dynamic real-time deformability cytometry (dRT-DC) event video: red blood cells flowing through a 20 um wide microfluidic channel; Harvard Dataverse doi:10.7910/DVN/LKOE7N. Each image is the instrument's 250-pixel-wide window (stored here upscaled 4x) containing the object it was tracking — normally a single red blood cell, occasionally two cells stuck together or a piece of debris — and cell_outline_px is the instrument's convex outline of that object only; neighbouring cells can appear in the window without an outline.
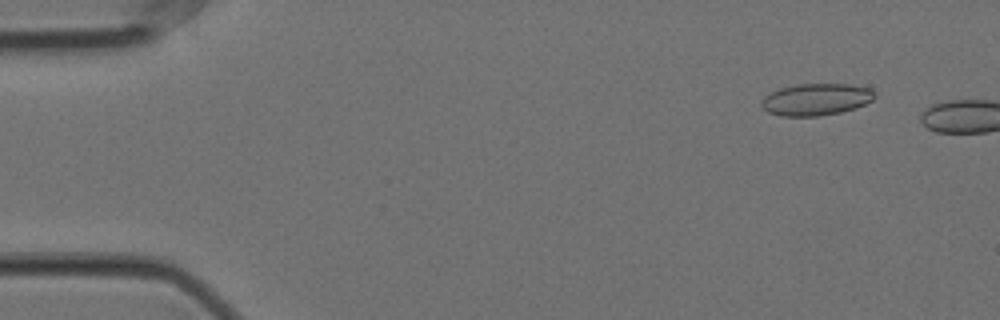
{"species": "Egyptian fruit bat (a non-hibernating species)", "species_latin": "Rousettus aegyptiacus", "temperature_condition": "cold", "stored_images_in_passage": 7, "camera_frame_rate_fps": 3000, "um_per_image_px": 0.085, "animal": {"sex": "female"}, "frame": {"image": 1, "passage_image": 5, "time_ms": 1.333, "image_size_px": [1000, 320], "cell_outline_px": [[876, 96], [872, 100], [856, 108], [840, 112], [820, 116], [780, 116], [768, 112], [760, 104], [760, 100], [764, 96], [780, 88], [796, 84], [848, 84], [872, 88], [876, 92]], "centroid_in_image_um": [69.38, 8.45], "position_along_channel_um": 15.6, "area_um2": 21.21}}